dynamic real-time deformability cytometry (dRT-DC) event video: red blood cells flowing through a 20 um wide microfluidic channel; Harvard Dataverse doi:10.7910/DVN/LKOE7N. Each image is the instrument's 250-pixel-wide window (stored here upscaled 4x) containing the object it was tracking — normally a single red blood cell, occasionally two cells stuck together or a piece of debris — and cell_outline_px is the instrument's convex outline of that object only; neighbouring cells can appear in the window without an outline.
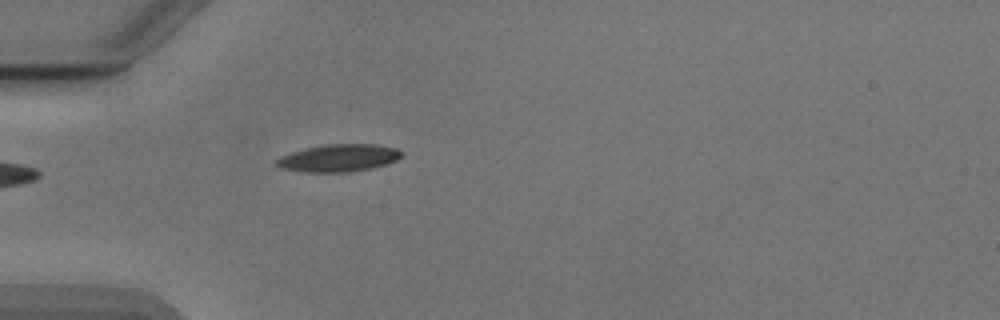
{"species": "Egyptian fruit bat (a non-hibernating species)", "species_latin": "Rousettus aegyptiacus", "temperature_condition": "cold", "stored_images_in_passage": 5, "camera_frame_rate_fps": 3000, "um_per_image_px": 0.085, "animal": {"sex": "male"}, "frame": {"image": 1, "passage_image": 5, "time_ms": 5.0, "image_size_px": [1000, 320], "cell_outline_px": [[400, 156], [396, 160], [388, 164], [372, 168], [348, 172], [308, 172], [280, 168], [272, 164], [280, 156], [292, 152], [308, 148], [328, 144], [376, 144], [396, 148], [400, 152]], "centroid_in_image_um": [28.76, 13.43], "position_along_channel_um": 56.2, "area_um2": 19.88}}